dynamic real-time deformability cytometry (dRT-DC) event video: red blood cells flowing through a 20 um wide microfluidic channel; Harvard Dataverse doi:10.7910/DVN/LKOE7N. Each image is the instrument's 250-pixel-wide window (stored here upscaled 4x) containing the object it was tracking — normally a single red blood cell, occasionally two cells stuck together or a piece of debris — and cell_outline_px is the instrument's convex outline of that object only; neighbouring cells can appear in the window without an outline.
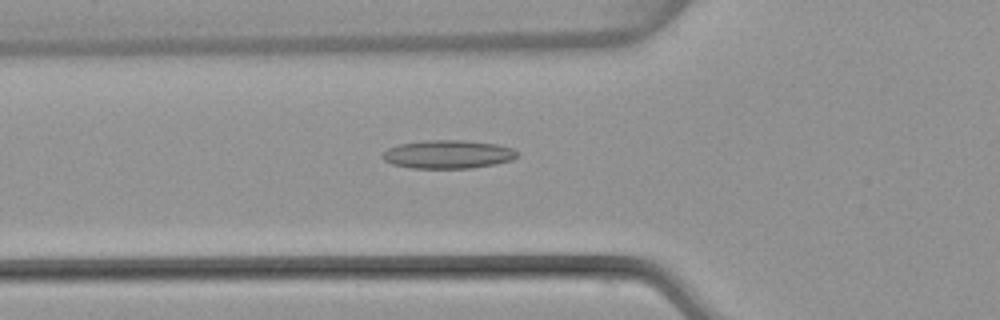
{"species": "common noctule bat (a hibernating species)", "species_latin": "Nyctalus noctula", "temperature_condition": "warm", "stored_images_in_passage": 50, "camera_frame_rate_fps": 3000, "um_per_image_px": 0.085, "animal": {"sex": "female", "body_mass_g": 22.7, "forearm_length_mm": 54.2}, "frame": {"image": 1, "passage_image": 18, "time_ms": 5.667, "image_size_px": [1000, 320], "cell_outline_px": [[520, 152], [512, 160], [496, 164], [472, 168], [412, 168], [392, 164], [384, 160], [380, 156], [388, 148], [400, 144], [424, 140], [464, 140], [496, 144], [512, 148]], "centroid_in_image_um": [38.08, 13.12], "position_along_channel_um": 87.7, "area_um2": 22.37}}
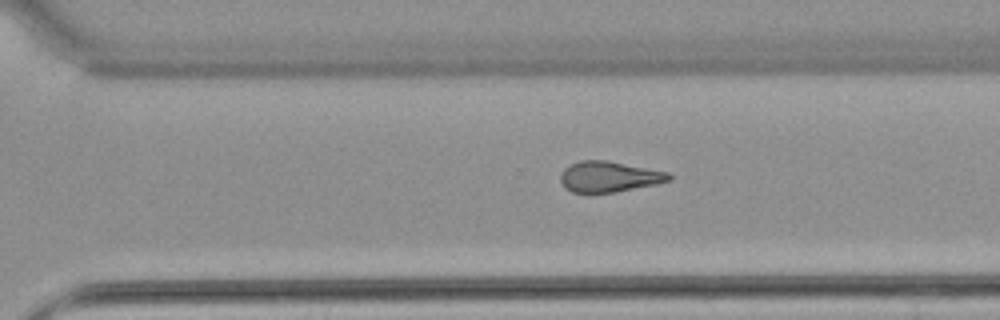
{"frame": {"image": 2, "passage_image": 35, "time_ms": 11.333, "image_size_px": [1000, 320], "cell_outline_px": [[672, 180], [656, 184], [612, 192], [572, 192], [564, 188], [560, 180], [560, 176], [564, 168], [580, 160], [608, 160], [668, 172], [672, 176]], "centroid_in_image_um": [51.77, 15.01], "position_along_channel_um": 318.8, "area_um2": 19.31}}
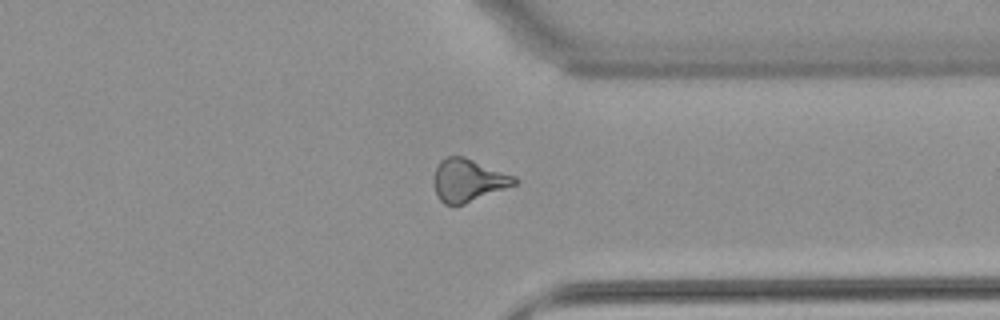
{"frame": {"image": 3, "passage_image": 39, "time_ms": 12.667, "image_size_px": [1000, 320], "cell_outline_px": [[520, 180], [516, 184], [464, 204], [444, 204], [436, 196], [432, 180], [436, 168], [440, 160], [448, 156], [464, 156], [516, 176]], "centroid_in_image_um": [39.78, 15.31], "position_along_channel_um": 371.6, "area_um2": 20.17}, "authors_computed_cell_mechanics": {"area_um2": 20.23, "velocity_mm_per_s": 4.0755, "shape_relaxation_time_tau1_ms": null, "shape_relaxation_time_tau2_ms": 4.2518, "deformation_change_tau1": null, "deformation_change_tau2": 0.1641}}